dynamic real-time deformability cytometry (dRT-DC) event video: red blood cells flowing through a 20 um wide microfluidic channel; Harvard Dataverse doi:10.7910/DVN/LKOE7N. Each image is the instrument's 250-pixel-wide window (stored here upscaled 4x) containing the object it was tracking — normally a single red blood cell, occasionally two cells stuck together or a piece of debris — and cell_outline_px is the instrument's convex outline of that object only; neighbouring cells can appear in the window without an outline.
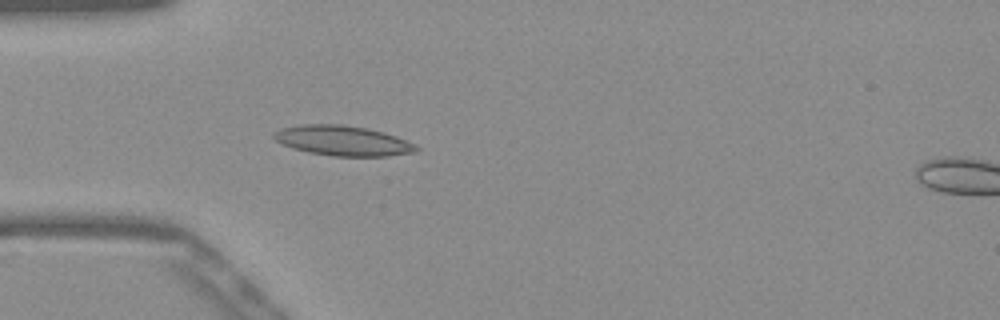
{"species": "Egyptian fruit bat (a non-hibernating species)", "species_latin": "Rousettus aegyptiacus", "temperature_condition": "warm", "stored_images_in_passage": 51, "camera_frame_rate_fps": 3000, "um_per_image_px": 0.085, "frame": {"image": 1, "passage_image": 14, "time_ms": 4.333, "image_size_px": [1000, 320], "cell_outline_px": [[420, 148], [416, 152], [388, 156], [332, 156], [308, 152], [292, 148], [276, 140], [272, 136], [272, 132], [280, 128], [304, 124], [344, 124], [368, 128], [384, 132], [396, 136], [416, 144]], "centroid_in_image_um": [29.15, 11.95], "position_along_channel_um": 55.8, "area_um2": 25.14}}
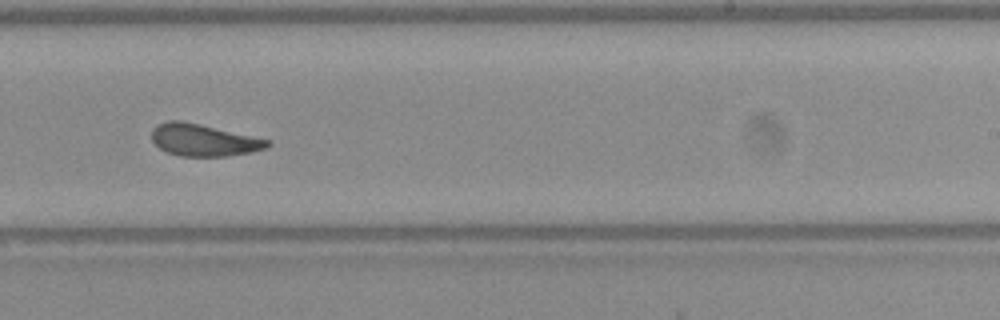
{"frame": {"image": 2, "passage_image": 31, "time_ms": 10.0, "image_size_px": [1000, 320], "cell_outline_px": [[272, 144], [268, 148], [252, 152], [228, 156], [180, 156], [168, 152], [160, 148], [152, 140], [152, 128], [156, 124], [168, 120], [180, 120], [200, 124], [272, 140]], "centroid_in_image_um": [17.34, 11.9], "position_along_channel_um": 271.7, "area_um2": 21.79}}
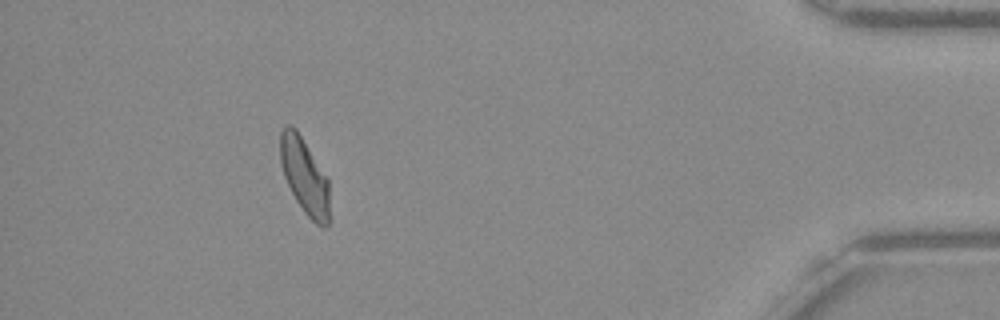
{"frame": {"image": 3, "passage_image": 46, "time_ms": 15.0, "image_size_px": [1000, 320], "cell_outline_px": [[328, 228], [320, 228], [304, 212], [296, 200], [284, 176], [280, 164], [280, 132], [284, 124], [292, 124], [296, 128], [328, 180]], "centroid_in_image_um": [25.86, 14.95], "position_along_channel_um": 409.3, "area_um2": 21.62}, "authors_computed_cell_mechanics": {"area_um2": 22.1952, "velocity_mm_per_s": 3.8862, "shape_relaxation_time_tau1_ms": 5.6412, "shape_relaxation_time_tau2_ms": 2.1708, "deformation_change_tau1": 0.1628, "deformation_change_tau2": 0.0874}}